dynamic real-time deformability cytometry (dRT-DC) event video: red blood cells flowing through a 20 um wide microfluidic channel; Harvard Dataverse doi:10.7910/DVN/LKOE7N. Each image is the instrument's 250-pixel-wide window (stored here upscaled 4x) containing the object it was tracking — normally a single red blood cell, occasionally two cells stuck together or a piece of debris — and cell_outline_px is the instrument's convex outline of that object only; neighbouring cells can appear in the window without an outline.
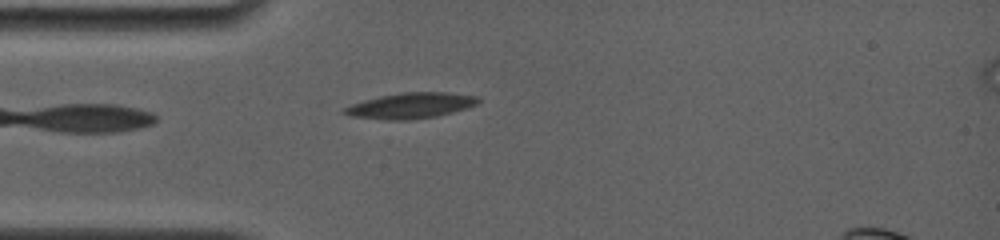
{"species": "common noctule bat (a hibernating species)", "species_latin": "Nyctalus noctula", "temperature_condition": "room temperature", "stored_images_in_passage": 37, "camera_frame_rate_fps": 4000, "um_per_image_px": 0.085, "animal": {"sex": "female", "body_mass_g": 19.0, "forearm_length_mm": 56.7}, "frame": {"image": 1, "passage_image": 1, "time_ms": 0.0, "image_size_px": [1000, 240], "cell_outline_px": [[480, 100], [476, 104], [468, 108], [436, 116], [408, 120], [388, 120], [348, 116], [340, 112], [344, 108], [352, 104], [364, 100], [380, 96], [400, 92], [444, 92], [476, 96]], "centroid_in_image_um": [34.87, 8.98], "position_along_channel_um": 50.1, "area_um2": 20.0}}
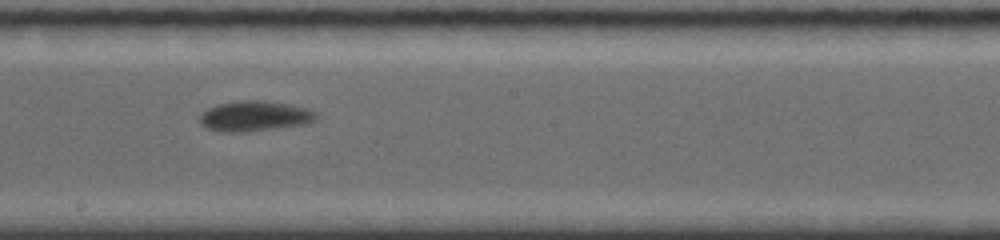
{"frame": {"image": 2, "passage_image": 16, "time_ms": 5.0, "image_size_px": [1000, 240], "cell_outline_px": [[320, 116], [316, 120], [308, 124], [244, 132], [220, 132], [204, 128], [200, 124], [200, 112], [216, 104], [244, 100], [260, 100], [292, 104], [308, 108], [316, 112]], "centroid_in_image_um": [21.66, 9.87], "position_along_channel_um": 226.5, "area_um2": 21.04}}
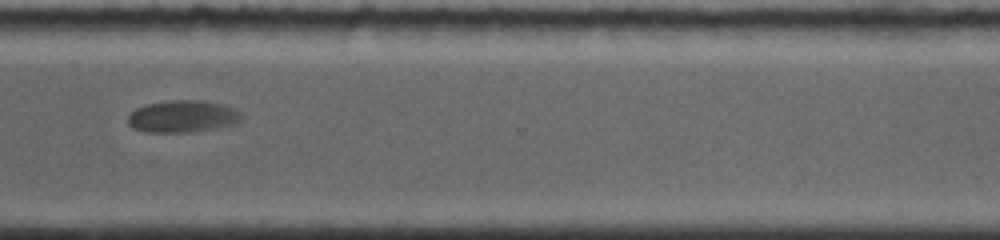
{"frame": {"image": 3, "passage_image": 26, "time_ms": 8.5, "image_size_px": [1000, 240], "cell_outline_px": [[240, 120], [236, 124], [216, 128], [192, 132], [144, 132], [132, 128], [128, 124], [128, 116], [136, 108], [148, 104], [172, 100], [204, 100], [220, 104], [232, 108], [240, 112]], "centroid_in_image_um": [15.5, 9.9], "position_along_channel_um": 355.1, "area_um2": 21.15}}